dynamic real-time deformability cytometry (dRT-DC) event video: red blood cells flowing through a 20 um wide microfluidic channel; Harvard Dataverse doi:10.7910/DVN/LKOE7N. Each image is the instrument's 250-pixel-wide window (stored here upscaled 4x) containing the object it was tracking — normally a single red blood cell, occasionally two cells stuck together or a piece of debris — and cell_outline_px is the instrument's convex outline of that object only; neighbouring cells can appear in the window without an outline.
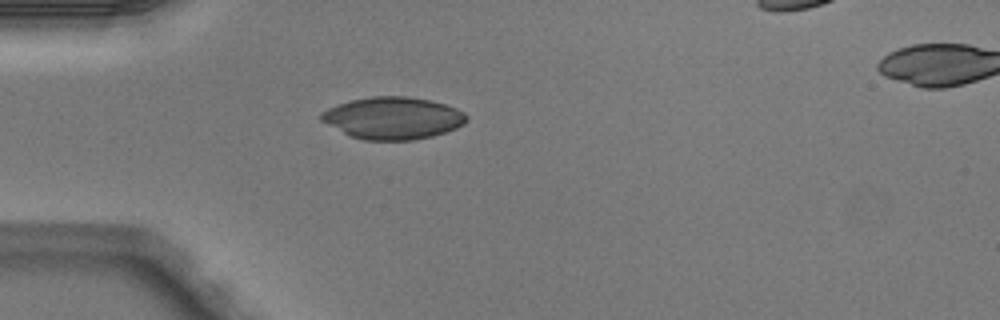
{"species": "Egyptian fruit bat (a non-hibernating species)", "species_latin": "Rousettus aegyptiacus", "temperature_condition": "warm", "stored_images_in_passage": 36, "camera_frame_rate_fps": 3000, "um_per_image_px": 0.085, "animal": {"sex": "male"}, "frame": {"image": 1, "passage_image": 1, "time_ms": 0.0, "image_size_px": [1000, 320], "cell_outline_px": [[468, 120], [464, 124], [456, 128], [432, 136], [416, 140], [364, 140], [352, 136], [320, 120], [320, 112], [328, 108], [352, 100], [372, 96], [408, 96], [428, 100], [444, 104], [456, 108], [464, 112], [468, 116]], "centroid_in_image_um": [33.43, 10.03], "position_along_channel_um": 51.6, "area_um2": 35.49}}
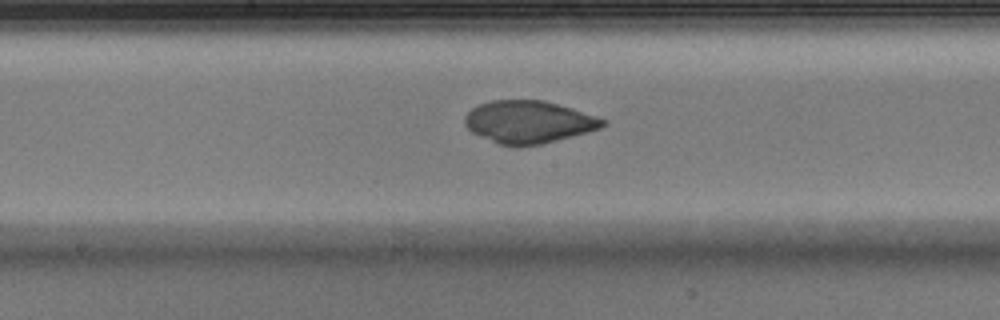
{"frame": {"image": 2, "passage_image": 13, "time_ms": 4.0, "image_size_px": [1000, 320], "cell_outline_px": [[608, 124], [600, 128], [588, 132], [540, 144], [496, 144], [472, 132], [464, 124], [464, 116], [472, 108], [480, 104], [492, 100], [544, 100], [572, 108], [608, 120]], "centroid_in_image_um": [44.94, 10.34], "position_along_channel_um": 203.3, "area_um2": 33.81}}
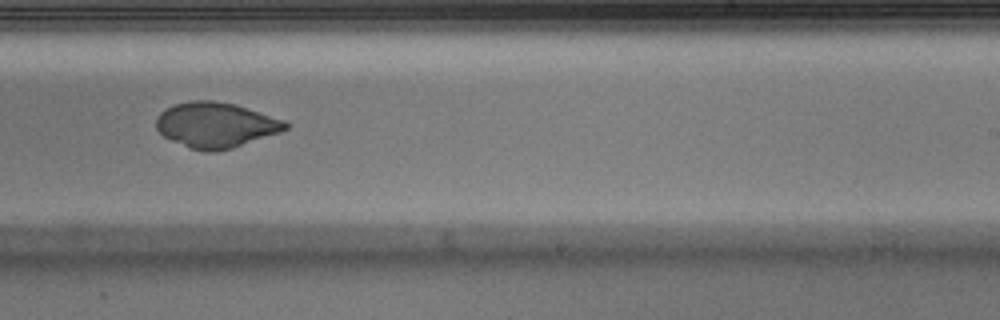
{"frame": {"image": 3, "passage_image": 18, "time_ms": 5.667, "image_size_px": [1000, 320], "cell_outline_px": [[288, 128], [280, 132], [232, 148], [216, 152], [204, 152], [192, 148], [172, 140], [164, 136], [156, 128], [156, 116], [164, 108], [172, 104], [188, 100], [212, 100], [236, 104], [284, 120], [288, 124]], "centroid_in_image_um": [18.31, 10.6], "position_along_channel_um": 270.7, "area_um2": 34.22}}